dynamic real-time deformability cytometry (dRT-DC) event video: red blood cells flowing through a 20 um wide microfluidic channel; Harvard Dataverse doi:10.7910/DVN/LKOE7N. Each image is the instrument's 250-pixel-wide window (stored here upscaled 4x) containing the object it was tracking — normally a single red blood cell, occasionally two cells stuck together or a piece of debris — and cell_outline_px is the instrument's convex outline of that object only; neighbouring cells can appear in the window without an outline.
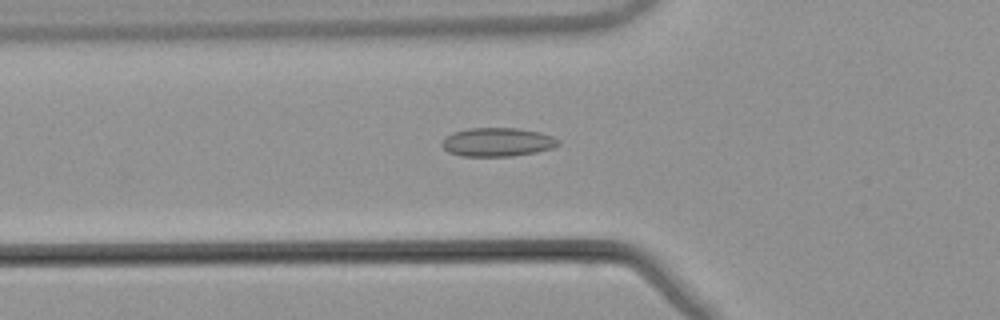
{"species": "common noctule bat (a hibernating species)", "species_latin": "Nyctalus noctula", "temperature_condition": "warm", "stored_images_in_passage": 37, "camera_frame_rate_fps": 3000, "um_per_image_px": 0.085, "animal": {"sex": "male", "body_mass_g": 21.5, "forearm_length_mm": 52.0}, "frame": {"image": 1, "passage_image": 5, "time_ms": 1.333, "image_size_px": [1000, 320], "cell_outline_px": [[560, 144], [552, 148], [536, 152], [512, 156], [460, 156], [448, 152], [440, 144], [452, 132], [468, 128], [516, 128], [540, 132], [552, 136], [560, 140]], "centroid_in_image_um": [42.29, 12.08], "position_along_channel_um": 83.5, "area_um2": 19.48}}
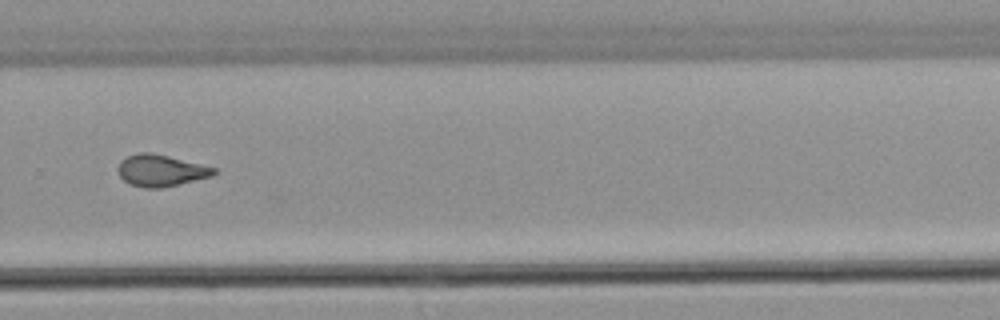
{"frame": {"image": 2, "passage_image": 23, "time_ms": 7.333, "image_size_px": [1000, 320], "cell_outline_px": [[216, 172], [212, 176], [160, 188], [144, 188], [132, 184], [124, 180], [120, 176], [116, 168], [120, 160], [136, 152], [148, 152], [168, 156], [216, 168]], "centroid_in_image_um": [13.62, 14.48], "position_along_channel_um": 316.2, "area_um2": 17.51}}
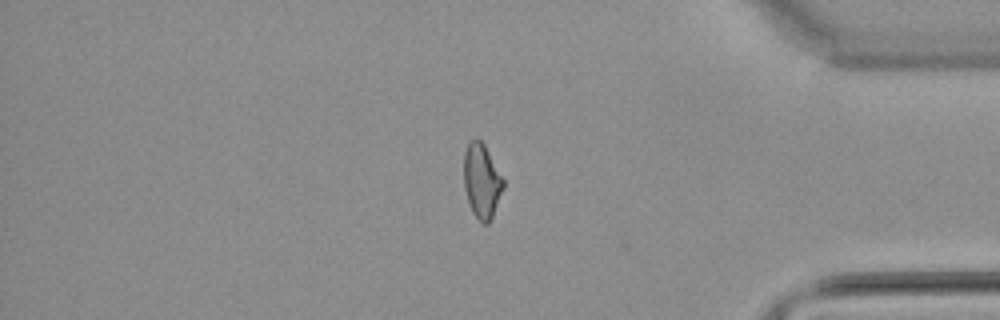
{"frame": {"image": 3, "passage_image": 31, "time_ms": 10.0, "image_size_px": [1000, 320], "cell_outline_px": [[504, 188], [492, 216], [488, 224], [484, 224], [472, 212], [464, 188], [464, 152], [468, 144], [476, 136], [484, 144], [504, 180]], "centroid_in_image_um": [40.95, 15.36], "position_along_channel_um": 394.3, "area_um2": 16.94}, "authors_computed_cell_mechanics": {"area_um2": 17.5134, "velocity_mm_per_s": 3.8817, "shape_relaxation_time_tau1_ms": null, "shape_relaxation_time_tau2_ms": 1.6457, "deformation_change_tau1": null, "deformation_change_tau2": 0.0578}}